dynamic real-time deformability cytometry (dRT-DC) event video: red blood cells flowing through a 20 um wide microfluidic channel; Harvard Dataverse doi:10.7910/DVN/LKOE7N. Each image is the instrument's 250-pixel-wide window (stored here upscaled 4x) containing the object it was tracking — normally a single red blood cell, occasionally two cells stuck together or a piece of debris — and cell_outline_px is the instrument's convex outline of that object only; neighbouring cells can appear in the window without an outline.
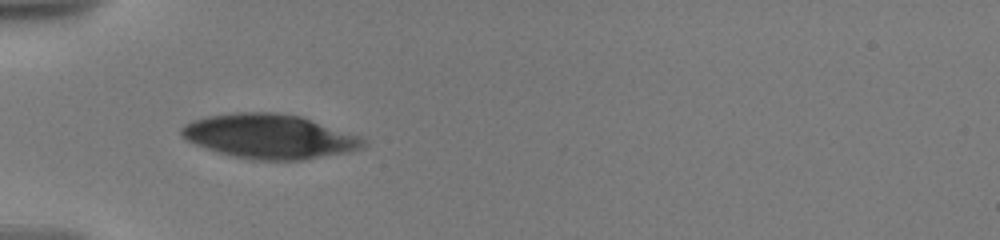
{"species": "human", "species_latin": "Homo sapiens", "temperature_condition": "warm", "stored_images_in_passage": 11, "camera_frame_rate_fps": 3000, "um_per_image_px": 0.085, "donor": {"sex": "male"}, "frame": {"image": 1, "passage_image": 1, "time_ms": 0.0, "image_size_px": [1000, 240], "cell_outline_px": [[368, 144], [360, 148], [348, 152], [300, 160], [252, 160], [232, 156], [196, 144], [188, 140], [180, 132], [180, 128], [184, 124], [192, 120], [208, 116], [236, 112], [276, 112], [300, 116], [360, 136]], "centroid_in_image_um": [22.91, 11.59], "position_along_channel_um": 62.1, "area_um2": 46.7}}
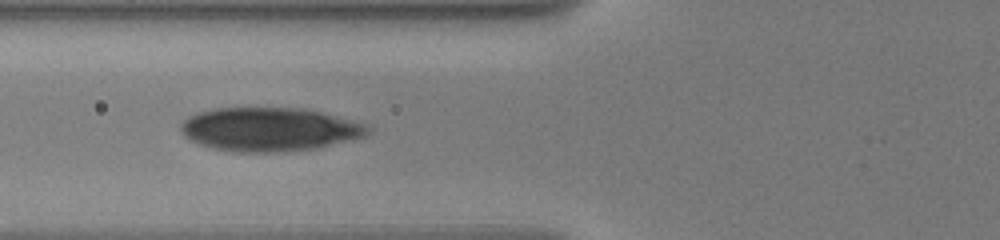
{"frame": {"image": 2, "passage_image": 10, "time_ms": 1.333, "image_size_px": [1000, 240], "cell_outline_px": [[372, 128], [368, 136], [316, 148], [288, 152], [232, 152], [212, 148], [188, 140], [184, 136], [180, 128], [180, 124], [188, 116], [200, 112], [216, 108], [304, 108], [320, 112], [364, 124]], "centroid_in_image_um": [22.88, 11.01], "position_along_channel_um": 102.9, "area_um2": 47.74}}